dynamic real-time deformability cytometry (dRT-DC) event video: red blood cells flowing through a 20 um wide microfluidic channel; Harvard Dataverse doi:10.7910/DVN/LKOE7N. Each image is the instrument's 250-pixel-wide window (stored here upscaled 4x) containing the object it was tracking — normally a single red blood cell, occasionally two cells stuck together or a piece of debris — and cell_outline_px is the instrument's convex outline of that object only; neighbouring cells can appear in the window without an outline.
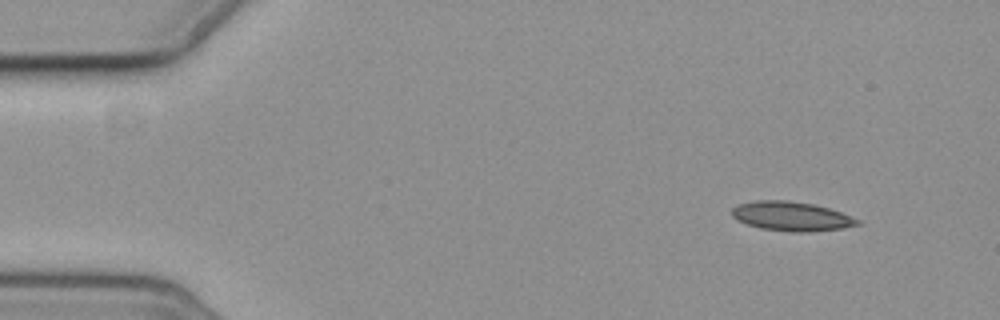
{"species": "common noctule bat (a hibernating species)", "species_latin": "Nyctalus noctula", "temperature_condition": "cold", "stored_images_in_passage": 4, "camera_frame_rate_fps": 3000, "um_per_image_px": 0.085, "animal": {"sex": "female", "body_mass_g": 19.3, "forearm_length_mm": 54.1}, "frame": {"image": 1, "passage_image": 1, "time_ms": 0.0, "image_size_px": [1000, 320], "cell_outline_px": [[860, 224], [840, 228], [800, 232], [792, 232], [760, 228], [736, 220], [732, 216], [732, 208], [740, 204], [756, 200], [788, 200], [812, 204], [828, 208], [840, 212], [860, 220]], "centroid_in_image_um": [67.23, 18.37], "position_along_channel_um": 17.8, "area_um2": 21.1}}
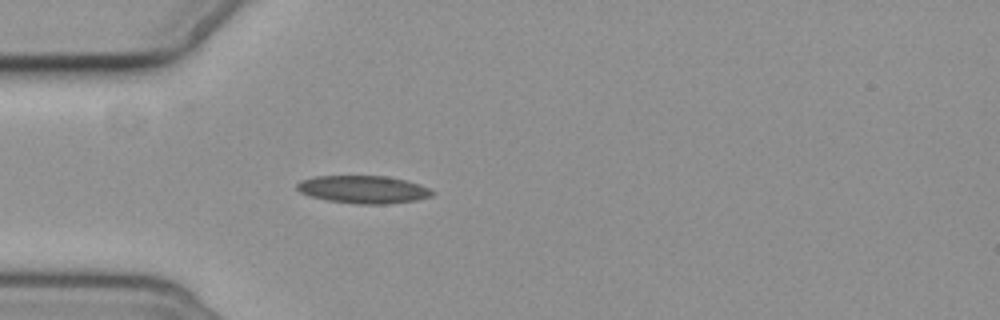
{"frame": {"image": 2, "passage_image": 4, "time_ms": 3.667, "image_size_px": [1000, 320], "cell_outline_px": [[436, 192], [432, 196], [416, 200], [388, 204], [356, 204], [328, 200], [312, 196], [300, 192], [296, 188], [296, 184], [300, 180], [316, 176], [388, 176], [408, 180], [420, 184]], "centroid_in_image_um": [30.92, 16.1], "position_along_channel_um": 54.1, "area_um2": 21.96}}